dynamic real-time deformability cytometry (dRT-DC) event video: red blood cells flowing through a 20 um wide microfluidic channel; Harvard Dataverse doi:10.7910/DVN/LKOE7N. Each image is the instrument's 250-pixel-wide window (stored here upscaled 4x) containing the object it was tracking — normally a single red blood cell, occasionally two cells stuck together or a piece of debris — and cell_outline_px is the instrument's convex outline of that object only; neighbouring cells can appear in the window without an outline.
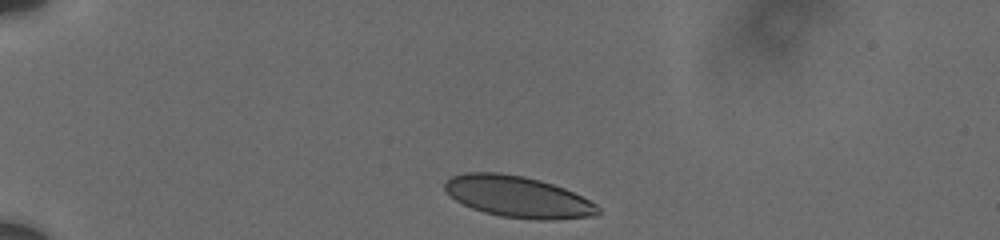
{"species": "human", "species_latin": "Homo sapiens", "temperature_condition": "cold", "stored_images_in_passage": 20, "camera_frame_rate_fps": 3000, "um_per_image_px": 0.085, "donor": {"sex": "male"}, "frame": {"image": 1, "passage_image": 1, "time_ms": 0.0, "image_size_px": [1000, 240], "cell_outline_px": [[600, 212], [596, 216], [552, 220], [536, 220], [500, 216], [484, 212], [472, 208], [456, 200], [444, 188], [444, 180], [452, 176], [464, 172], [500, 172], [524, 176], [540, 180], [564, 188], [596, 204], [600, 208]], "centroid_in_image_um": [44.02, 16.72], "position_along_channel_um": 41.0, "area_um2": 36.93}}
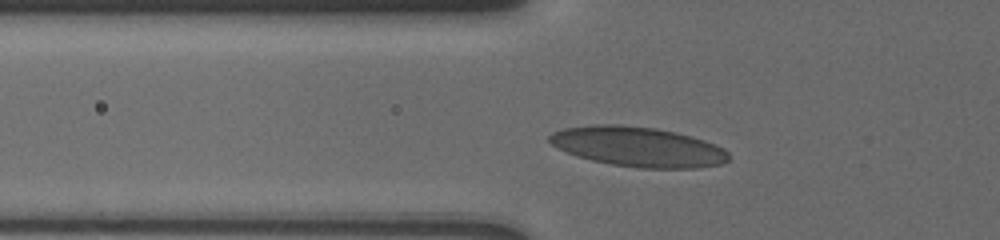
{"frame": {"image": 2, "passage_image": 13, "time_ms": 2.333, "image_size_px": [1000, 240], "cell_outline_px": [[728, 160], [720, 164], [696, 168], [640, 168], [612, 164], [592, 160], [576, 156], [556, 148], [548, 140], [548, 136], [552, 132], [564, 128], [596, 124], [620, 124], [656, 128], [676, 132], [704, 140], [716, 144], [724, 148], [728, 152]], "centroid_in_image_um": [54.21, 12.46], "position_along_channel_um": 71.6, "area_um2": 41.73}}
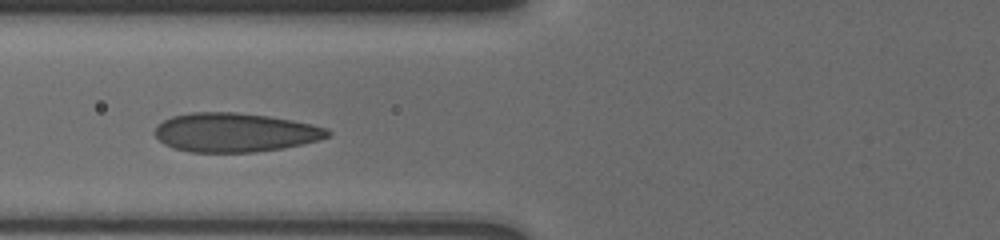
{"frame": {"image": 3, "passage_image": 19, "time_ms": 3.333, "image_size_px": [1000, 240], "cell_outline_px": [[332, 132], [328, 136], [320, 140], [284, 148], [256, 152], [188, 152], [172, 148], [164, 144], [152, 132], [164, 120], [172, 116], [192, 112], [236, 112], [268, 116], [292, 120], [328, 128]], "centroid_in_image_um": [19.97, 11.26], "position_along_channel_um": 105.8, "area_um2": 39.42}}